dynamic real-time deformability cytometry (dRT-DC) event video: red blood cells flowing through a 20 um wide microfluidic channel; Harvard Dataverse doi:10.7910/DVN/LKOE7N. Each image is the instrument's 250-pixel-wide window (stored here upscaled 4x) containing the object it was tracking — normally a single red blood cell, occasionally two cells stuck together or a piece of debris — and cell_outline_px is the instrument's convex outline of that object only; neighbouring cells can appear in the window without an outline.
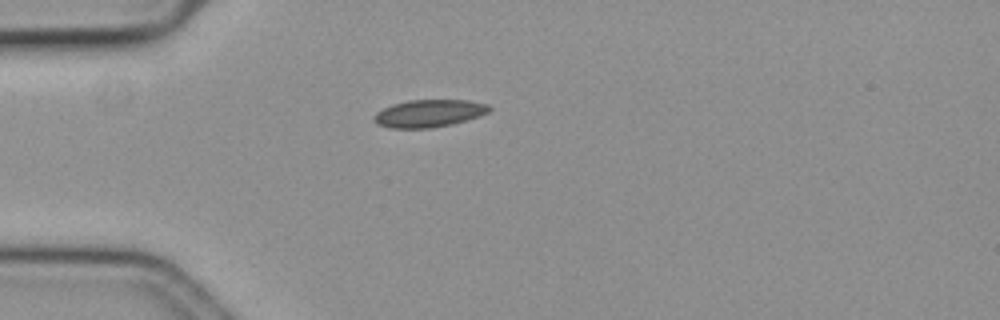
{"species": "common noctule bat (a hibernating species)", "species_latin": "Nyctalus noctula", "temperature_condition": "cold", "stored_images_in_passage": 39, "camera_frame_rate_fps": 3000, "um_per_image_px": 0.085, "animal": {"sex": "female", "body_mass_g": 19.3, "forearm_length_mm": 54.1}, "frame": {"image": 1, "passage_image": 1, "time_ms": 0.0, "image_size_px": [1000, 320], "cell_outline_px": [[492, 108], [488, 112], [480, 116], [452, 124], [432, 128], [388, 128], [376, 124], [372, 120], [372, 116], [376, 112], [392, 104], [408, 100], [468, 100], [488, 104]], "centroid_in_image_um": [36.43, 9.64], "position_along_channel_um": 48.6, "area_um2": 18.67}}
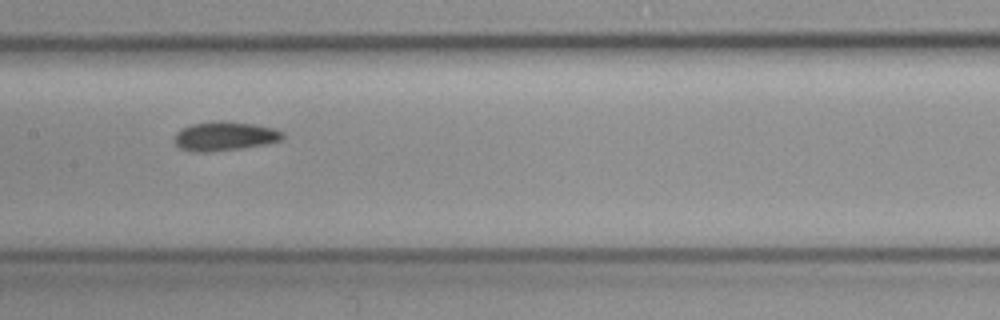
{"frame": {"image": 2, "passage_image": 14, "time_ms": 4.333, "image_size_px": [1000, 320], "cell_outline_px": [[284, 136], [280, 140], [264, 144], [240, 148], [204, 152], [196, 152], [180, 148], [172, 140], [176, 132], [180, 128], [192, 124], [220, 120], [224, 120], [252, 124], [276, 128], [284, 132]], "centroid_in_image_um": [19.07, 11.56], "position_along_channel_um": 188.3, "area_um2": 18.38}}
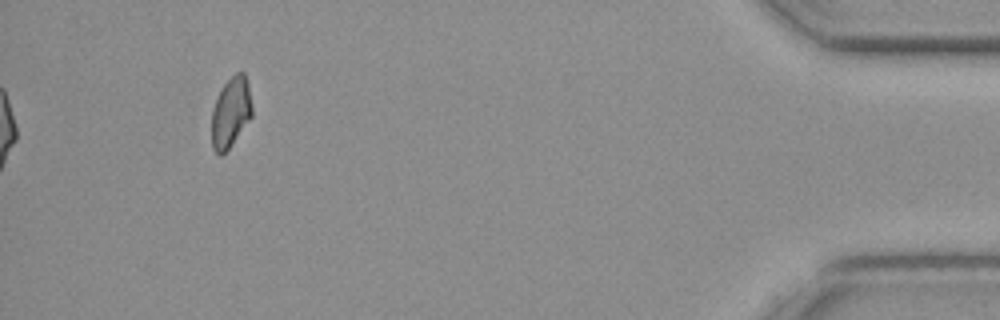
{"frame": {"image": 3, "passage_image": 39, "time_ms": 12.667, "image_size_px": [1000, 320], "cell_outline_px": [[252, 116], [232, 144], [220, 156], [212, 148], [212, 108], [224, 84], [236, 72], [244, 72], [248, 84], [252, 108]], "centroid_in_image_um": [19.61, 9.55], "position_along_channel_um": 415.6, "area_um2": 16.3}}